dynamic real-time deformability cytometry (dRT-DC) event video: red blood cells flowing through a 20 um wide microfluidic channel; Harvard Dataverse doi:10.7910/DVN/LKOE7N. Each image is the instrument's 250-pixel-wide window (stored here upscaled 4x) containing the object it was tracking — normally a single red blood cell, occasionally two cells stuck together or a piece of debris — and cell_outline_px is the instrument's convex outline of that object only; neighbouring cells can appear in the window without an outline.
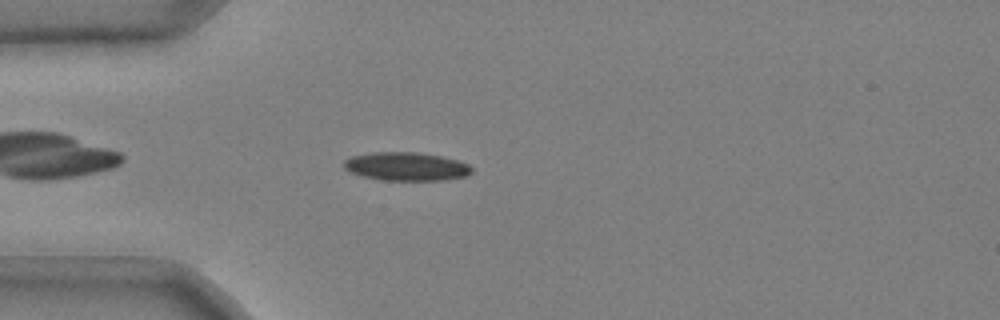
{"species": "common noctule bat (a hibernating species)", "species_latin": "Nyctalus noctula", "temperature_condition": "cold", "stored_images_in_passage": 42, "camera_frame_rate_fps": 3000, "um_per_image_px": 0.085, "animal": {"sex": "male", "body_mass_g": 20.4}, "frame": {"image": 1, "passage_image": 5, "time_ms": 1.333, "image_size_px": [1000, 320], "cell_outline_px": [[472, 172], [468, 176], [444, 180], [380, 180], [360, 176], [348, 172], [344, 168], [344, 160], [352, 156], [372, 152], [420, 152], [440, 156], [456, 160], [468, 164], [472, 168]], "centroid_in_image_um": [34.51, 14.15], "position_along_channel_um": 50.5, "area_um2": 21.39}}
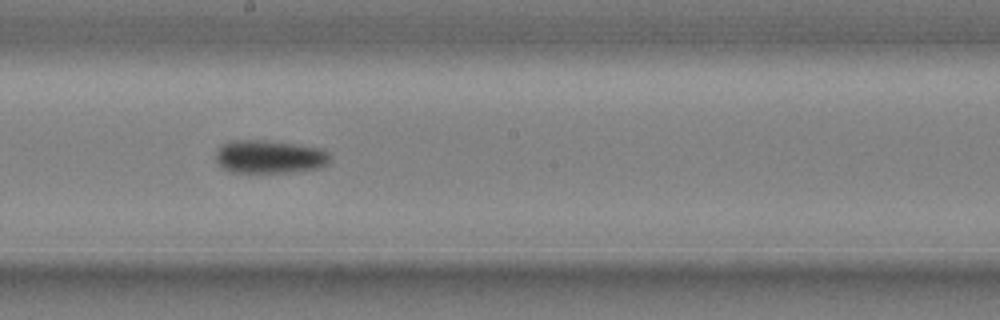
{"frame": {"image": 2, "passage_image": 20, "time_ms": 6.333, "image_size_px": [1000, 320], "cell_outline_px": [[332, 160], [328, 164], [320, 168], [300, 172], [228, 172], [216, 160], [216, 148], [220, 144], [228, 140], [268, 140], [324, 148], [332, 156]], "centroid_in_image_um": [22.95, 13.31], "position_along_channel_um": 225.2, "area_um2": 22.77}}
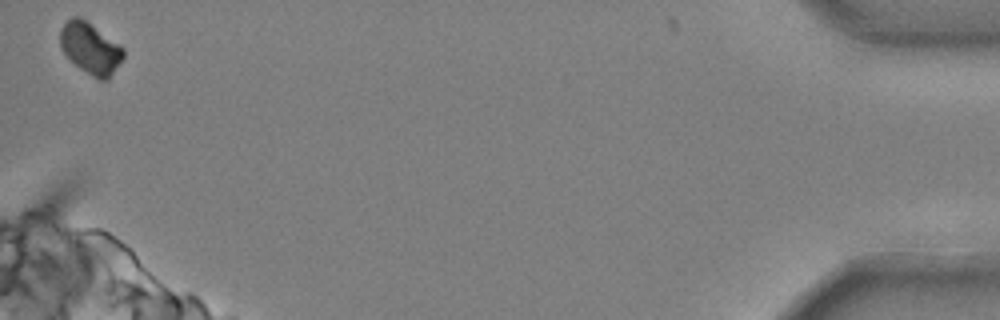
{"frame": {"image": 3, "passage_image": 42, "time_ms": 13.667, "image_size_px": [1000, 320], "cell_outline_px": [[124, 56], [108, 80], [100, 80], [92, 76], [80, 68], [60, 48], [60, 28], [68, 20], [76, 16], [84, 20], [120, 44], [124, 48]], "centroid_in_image_um": [7.7, 4.12], "position_along_channel_um": 427.5, "area_um2": 18.5}, "authors_computed_cell_mechanics": {"area_um2": 21.1548, "velocity_mm_per_s": 3.6992, "shape_relaxation_time_tau1_ms": 4.4712, "shape_relaxation_time_tau2_ms": null, "deformation_change_tau1": 0.1127, "deformation_change_tau2": null}}